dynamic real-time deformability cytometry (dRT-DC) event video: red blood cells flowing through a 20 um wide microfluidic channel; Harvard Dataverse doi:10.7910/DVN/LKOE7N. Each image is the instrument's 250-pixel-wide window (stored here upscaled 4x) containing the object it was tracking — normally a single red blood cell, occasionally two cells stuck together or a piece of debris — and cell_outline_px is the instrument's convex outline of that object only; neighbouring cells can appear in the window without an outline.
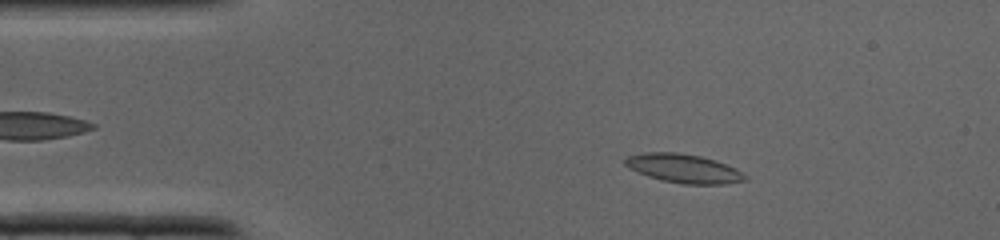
{"species": "common noctule bat (a hibernating species)", "species_latin": "Nyctalus noctula", "temperature_condition": "cold", "stored_images_in_passage": 36, "camera_frame_rate_fps": 3000, "um_per_image_px": 0.085, "animal": {"sex": "male", "body_mass_g": 19.0, "forearm_length_mm": 50.8}, "frame": {"image": 1, "passage_image": 5, "time_ms": 1.333, "image_size_px": [1000, 240], "cell_outline_px": [[748, 180], [724, 184], [684, 184], [660, 180], [648, 176], [628, 168], [624, 164], [624, 160], [628, 156], [644, 152], [676, 152], [700, 156], [716, 160], [736, 168], [744, 172], [748, 176]], "centroid_in_image_um": [58.14, 14.32], "position_along_channel_um": 26.9, "area_um2": 20.35}}
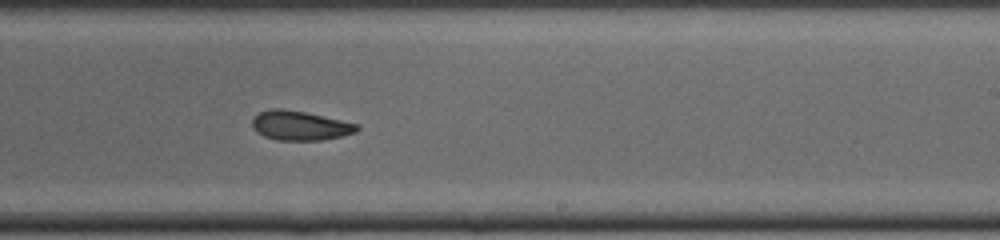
{"frame": {"image": 2, "passage_image": 21, "time_ms": 6.667, "image_size_px": [1000, 240], "cell_outline_px": [[360, 128], [356, 132], [324, 140], [276, 140], [264, 136], [256, 132], [252, 128], [252, 120], [260, 112], [272, 108], [280, 108], [304, 112], [340, 120], [356, 124]], "centroid_in_image_um": [25.46, 10.68], "position_along_channel_um": 263.5, "area_um2": 17.74}}
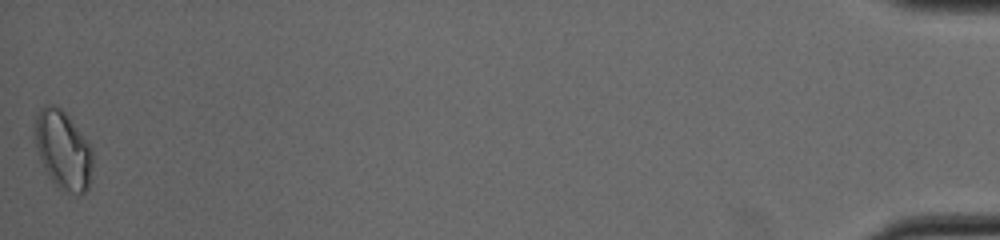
{"frame": {"image": 3, "passage_image": 36, "time_ms": 11.667, "image_size_px": [1000, 240], "cell_outline_px": [[92, 168], [88, 188], [80, 196], [60, 188], [48, 176], [40, 160], [36, 144], [36, 116], [40, 108], [44, 104], [52, 104], [60, 108], [68, 116], [88, 140], [92, 148]], "centroid_in_image_um": [5.38, 12.75], "position_along_channel_um": 429.8, "area_um2": 26.3}}